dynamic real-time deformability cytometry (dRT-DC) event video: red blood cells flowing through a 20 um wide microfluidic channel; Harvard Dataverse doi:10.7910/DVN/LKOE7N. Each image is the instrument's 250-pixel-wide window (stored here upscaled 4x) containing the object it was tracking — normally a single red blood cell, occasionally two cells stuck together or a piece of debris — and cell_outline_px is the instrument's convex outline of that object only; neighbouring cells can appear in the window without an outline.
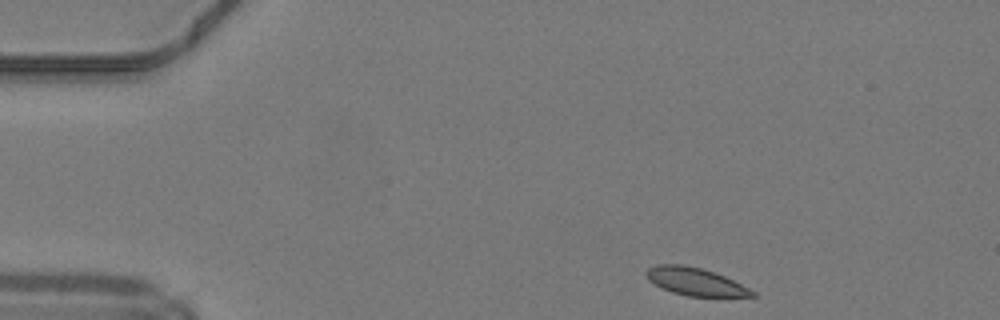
{"species": "common noctule bat (a hibernating species)", "species_latin": "Nyctalus noctula", "temperature_condition": "warm", "stored_images_in_passage": 42, "camera_frame_rate_fps": 3000, "um_per_image_px": 0.085, "animal": {"sex": "male", "body_mass_g": 19.2, "forearm_length_mm": 51.8}, "frame": {"image": 1, "passage_image": 1, "time_ms": 0.0, "image_size_px": [1000, 320], "cell_outline_px": [[756, 296], [688, 296], [672, 292], [660, 288], [648, 280], [644, 272], [648, 268], [656, 264], [680, 264], [700, 268], [724, 276], [756, 292]], "centroid_in_image_um": [59.03, 23.93], "position_along_channel_um": 26.0, "area_um2": 16.94}}
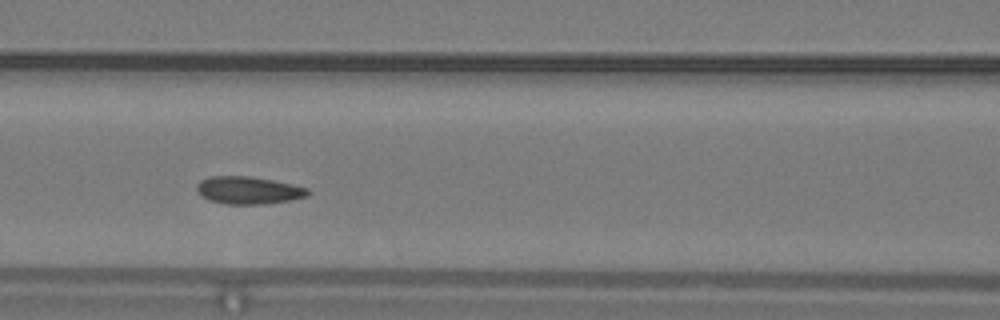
{"frame": {"image": 2, "passage_image": 15, "time_ms": 4.667, "image_size_px": [1000, 320], "cell_outline_px": [[308, 196], [292, 200], [268, 204], [228, 204], [208, 200], [200, 196], [196, 192], [196, 184], [200, 180], [208, 176], [248, 176], [272, 180], [292, 184], [308, 188]], "centroid_in_image_um": [21.07, 16.18], "position_along_channel_um": 145.5, "area_um2": 18.03}}
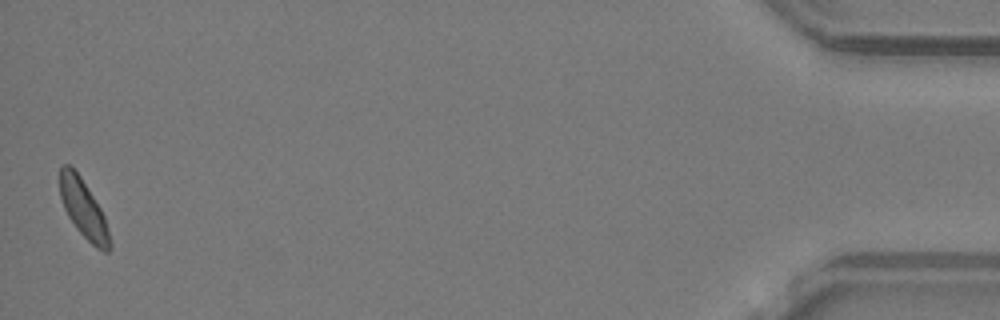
{"frame": {"image": 3, "passage_image": 42, "time_ms": 13.667, "image_size_px": [1000, 320], "cell_outline_px": [[112, 248], [108, 252], [104, 252], [96, 248], [76, 228], [68, 216], [64, 208], [60, 196], [60, 168], [64, 164], [68, 164], [80, 176], [100, 208], [104, 216], [112, 244]], "centroid_in_image_um": [7.11, 17.79], "position_along_channel_um": 428.1, "area_um2": 16.7}, "authors_computed_cell_mechanics": {"area_um2": 17.5423, "velocity_mm_per_s": 4.1854, "shape_relaxation_time_tau1_ms": 4.4549, "shape_relaxation_time_tau2_ms": 6.1429, "deformation_change_tau1": 0.1036, "deformation_change_tau2": 0.1044}}